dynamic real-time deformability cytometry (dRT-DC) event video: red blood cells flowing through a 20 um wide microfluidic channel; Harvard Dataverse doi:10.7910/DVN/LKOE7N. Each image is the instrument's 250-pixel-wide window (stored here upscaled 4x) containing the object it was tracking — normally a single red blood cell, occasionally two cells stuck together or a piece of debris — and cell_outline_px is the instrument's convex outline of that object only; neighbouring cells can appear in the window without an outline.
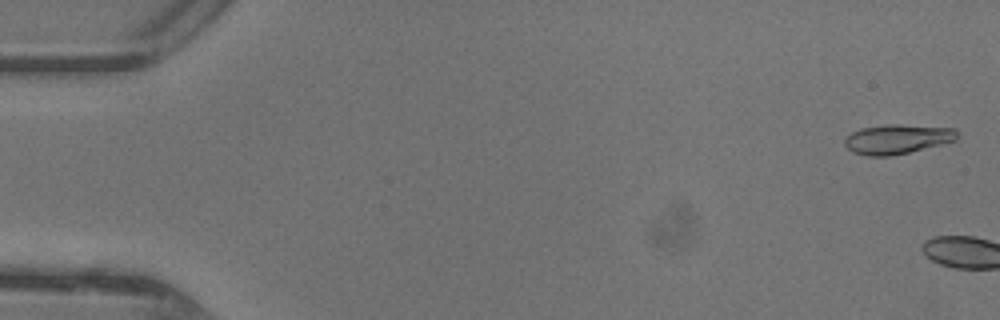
{"species": "common noctule bat (a hibernating species)", "species_latin": "Nyctalus noctula", "temperature_condition": "warm", "stored_images_in_passage": 4, "camera_frame_rate_fps": 3000, "um_per_image_px": 0.085, "animal": {"sex": "female"}, "frame": {"image": 1, "passage_image": 2, "time_ms": 0.333, "image_size_px": [1000, 320], "cell_outline_px": [[956, 140], [892, 156], [868, 156], [852, 152], [844, 144], [844, 140], [852, 132], [860, 128], [892, 124], [900, 124], [956, 128]], "centroid_in_image_um": [76.24, 11.82], "position_along_channel_um": 8.8, "area_um2": 19.19}}